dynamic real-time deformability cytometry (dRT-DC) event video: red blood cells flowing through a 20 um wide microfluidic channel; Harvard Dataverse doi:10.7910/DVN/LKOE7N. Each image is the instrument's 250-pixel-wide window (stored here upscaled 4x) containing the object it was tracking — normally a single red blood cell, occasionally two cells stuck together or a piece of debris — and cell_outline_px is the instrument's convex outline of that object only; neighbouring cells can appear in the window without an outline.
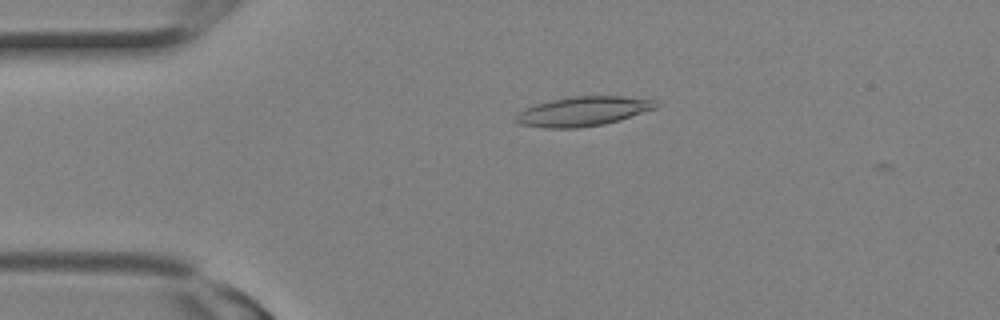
{"species": "Egyptian fruit bat (a non-hibernating species)", "species_latin": "Rousettus aegyptiacus", "temperature_condition": "room temperature", "stored_images_in_passage": 2, "camera_frame_rate_fps": 3000, "um_per_image_px": 0.085, "animal": {"sex": "female"}, "frame": {"image": 1, "passage_image": 2, "time_ms": 0.333, "image_size_px": [1000, 320], "cell_outline_px": [[660, 104], [656, 108], [620, 120], [604, 124], [576, 128], [544, 128], [520, 124], [512, 120], [524, 108], [536, 104], [552, 100], [572, 96], [624, 96], [656, 100]], "centroid_in_image_um": [49.57, 9.46], "position_along_channel_um": 35.4, "area_um2": 24.1}}